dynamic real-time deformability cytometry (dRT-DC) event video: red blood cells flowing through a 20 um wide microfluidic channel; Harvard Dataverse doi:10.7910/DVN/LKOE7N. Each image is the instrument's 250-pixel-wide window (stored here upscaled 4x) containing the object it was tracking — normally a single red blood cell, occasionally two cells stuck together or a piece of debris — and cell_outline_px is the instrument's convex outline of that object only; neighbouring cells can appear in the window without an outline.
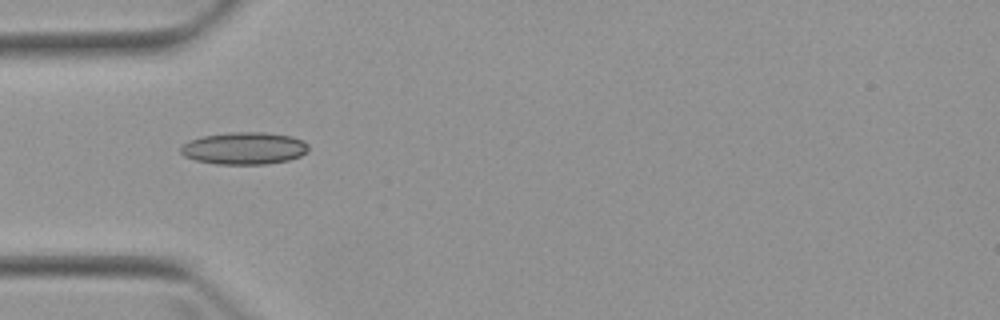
{"species": "Egyptian fruit bat (a non-hibernating species)", "species_latin": "Rousettus aegyptiacus", "temperature_condition": "warm", "stored_images_in_passage": 5, "camera_frame_rate_fps": 3000, "um_per_image_px": 0.085, "animal": {"sex": "female"}, "frame": {"image": 1, "passage_image": 4, "time_ms": 4.333, "image_size_px": [1000, 320], "cell_outline_px": [[308, 152], [300, 156], [288, 160], [268, 164], [216, 164], [196, 160], [184, 156], [180, 152], [180, 148], [188, 140], [204, 136], [228, 132], [264, 132], [292, 136], [304, 140], [308, 144]], "centroid_in_image_um": [20.78, 12.6], "position_along_channel_um": 64.2, "area_um2": 24.16}}
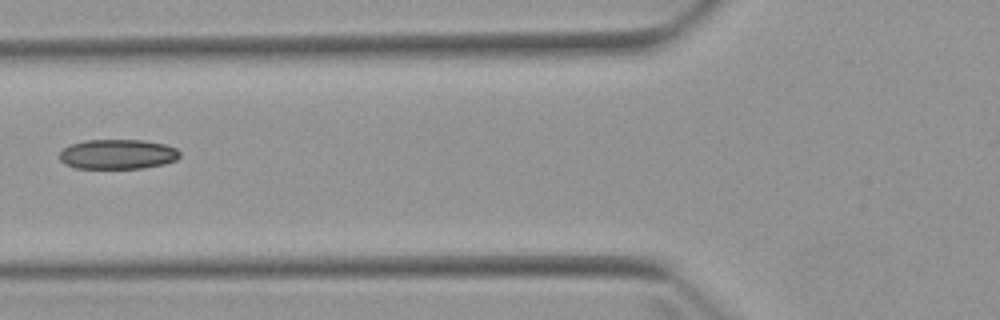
{"frame": {"image": 2, "passage_image": 5, "time_ms": 5.667, "image_size_px": [1000, 320], "cell_outline_px": [[180, 156], [176, 160], [164, 164], [144, 168], [76, 168], [64, 164], [60, 160], [60, 152], [64, 148], [72, 144], [84, 140], [140, 140], [164, 144], [176, 148], [180, 152]], "centroid_in_image_um": [10.01, 13.11], "position_along_channel_um": 115.8, "area_um2": 20.87}}